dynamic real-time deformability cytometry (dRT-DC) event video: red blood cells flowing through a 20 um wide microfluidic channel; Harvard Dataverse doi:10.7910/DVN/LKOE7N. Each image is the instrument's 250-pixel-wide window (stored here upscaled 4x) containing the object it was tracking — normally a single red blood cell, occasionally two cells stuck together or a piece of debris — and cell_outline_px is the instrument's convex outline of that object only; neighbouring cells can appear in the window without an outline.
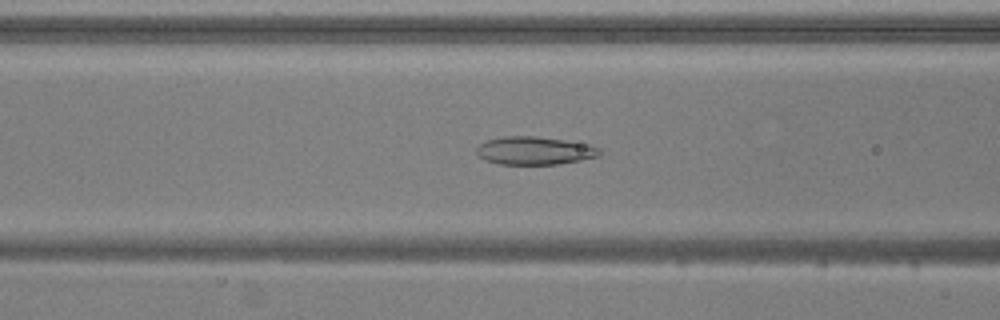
{"species": "common noctule bat (a hibernating species)", "species_latin": "Nyctalus noctula", "temperature_condition": "warm", "stored_images_in_passage": 53, "camera_frame_rate_fps": 3000, "um_per_image_px": 0.085, "animal": {"sex": "male", "body_mass_g": 20.5, "forearm_length_mm": 52.5}, "frame": {"image": 1, "passage_image": 20, "time_ms": 6.333, "image_size_px": [1000, 320], "cell_outline_px": [[604, 152], [600, 156], [560, 164], [500, 164], [484, 160], [476, 152], [476, 148], [480, 144], [488, 140], [504, 136], [536, 136], [592, 144], [600, 148]], "centroid_in_image_um": [45.5, 12.8], "position_along_channel_um": 121.1, "area_um2": 20.29}}
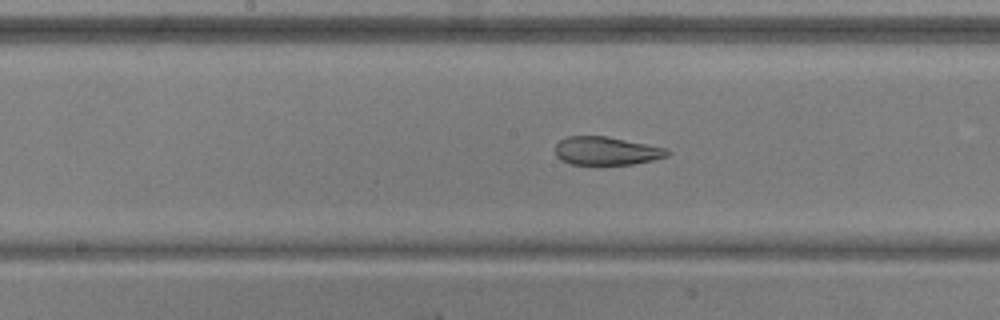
{"frame": {"image": 2, "passage_image": 26, "time_ms": 8.333, "image_size_px": [1000, 320], "cell_outline_px": [[672, 152], [668, 156], [652, 160], [632, 164], [572, 164], [560, 160], [556, 156], [556, 144], [560, 140], [568, 136], [608, 136], [668, 148]], "centroid_in_image_um": [51.57, 12.82], "position_along_channel_um": 196.6, "area_um2": 18.55}}
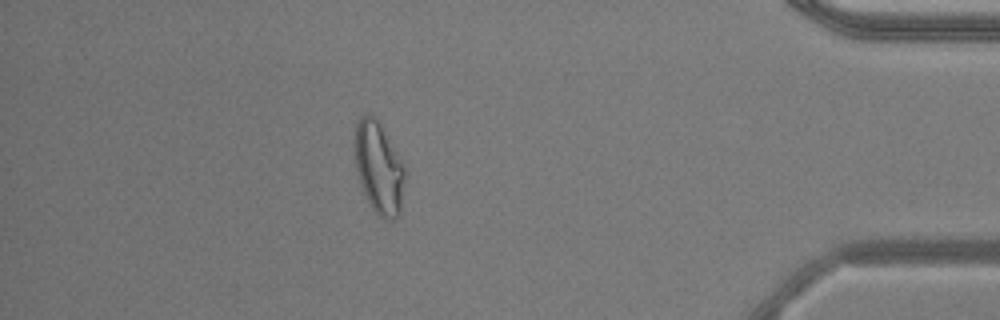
{"frame": {"image": 3, "passage_image": 46, "time_ms": 15.0, "image_size_px": [1000, 320], "cell_outline_px": [[404, 180], [400, 216], [396, 220], [384, 220], [372, 208], [364, 192], [356, 168], [356, 120], [364, 112], [368, 112], [376, 116], [380, 120], [404, 164]], "centroid_in_image_um": [32.23, 14.21], "position_along_channel_um": 403.0, "area_um2": 27.05}}